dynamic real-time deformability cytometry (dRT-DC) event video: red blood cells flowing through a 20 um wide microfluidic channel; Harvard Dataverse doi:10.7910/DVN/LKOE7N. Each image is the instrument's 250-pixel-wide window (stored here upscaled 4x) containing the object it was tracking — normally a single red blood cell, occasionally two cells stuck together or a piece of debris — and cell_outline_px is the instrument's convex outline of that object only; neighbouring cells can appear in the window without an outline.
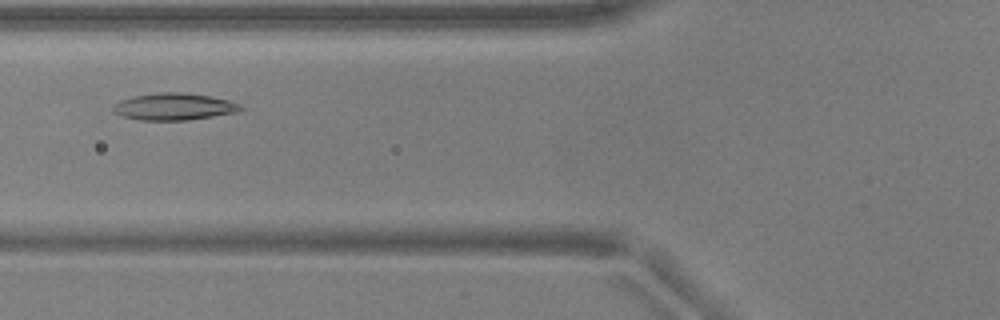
{"species": "common noctule bat (a hibernating species)", "species_latin": "Nyctalus noctula", "temperature_condition": "warm", "stored_images_in_passage": 16, "camera_frame_rate_fps": 3000, "um_per_image_px": 0.085, "animal": {"sex": "male", "body_mass_g": 17.9, "forearm_length_mm": 54.2}, "frame": {"image": 1, "passage_image": 4, "time_ms": 1.0, "image_size_px": [1000, 320], "cell_outline_px": [[244, 108], [236, 112], [188, 120], [140, 120], [124, 116], [116, 112], [112, 108], [120, 100], [136, 96], [160, 92], [184, 92], [212, 96], [228, 100], [240, 104]], "centroid_in_image_um": [14.84, 9.05], "position_along_channel_um": 111.0, "area_um2": 19.77}}
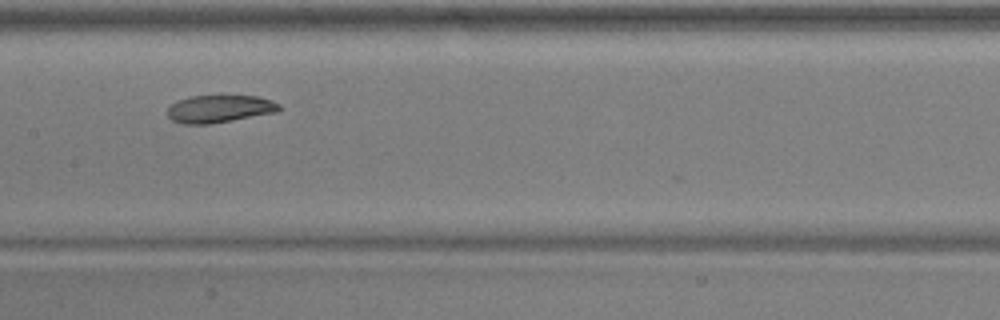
{"frame": {"image": 2, "passage_image": 10, "time_ms": 3.0, "image_size_px": [1000, 320], "cell_outline_px": [[280, 108], [276, 112], [208, 124], [184, 124], [172, 120], [168, 116], [168, 108], [176, 100], [192, 96], [256, 96], [272, 100], [280, 104]], "centroid_in_image_um": [18.63, 9.24], "position_along_channel_um": 188.8, "area_um2": 17.69}}
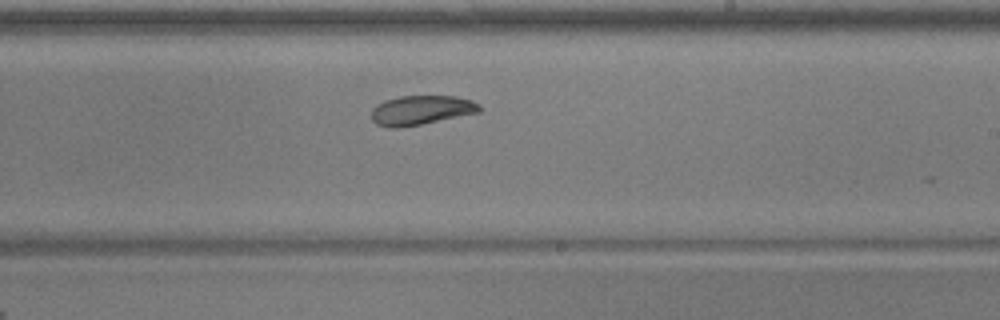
{"frame": {"image": 3, "passage_image": 15, "time_ms": 4.667, "image_size_px": [1000, 320], "cell_outline_px": [[480, 112], [400, 128], [388, 128], [376, 124], [372, 120], [372, 108], [376, 104], [384, 100], [400, 96], [456, 96], [472, 100], [480, 104]], "centroid_in_image_um": [35.77, 9.36], "position_along_channel_um": 253.2, "area_um2": 18.55}}